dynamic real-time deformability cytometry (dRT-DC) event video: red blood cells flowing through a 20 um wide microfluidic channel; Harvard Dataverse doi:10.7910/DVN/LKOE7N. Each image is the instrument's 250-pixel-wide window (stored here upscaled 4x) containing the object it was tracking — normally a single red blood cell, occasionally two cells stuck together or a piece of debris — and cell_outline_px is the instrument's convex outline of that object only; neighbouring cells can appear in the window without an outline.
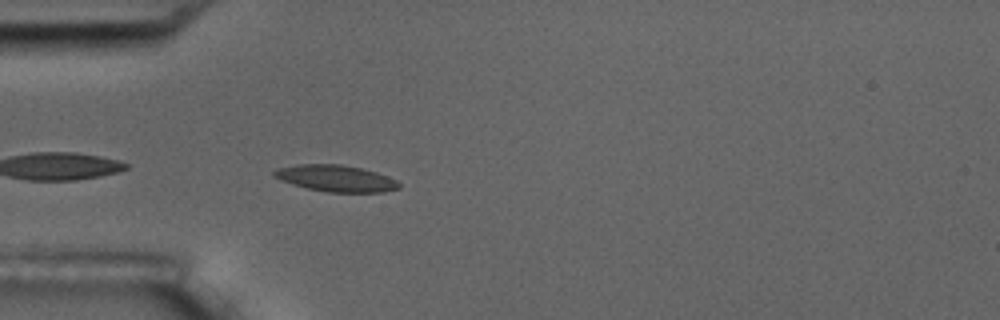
{"species": "common noctule bat (a hibernating species)", "species_latin": "Nyctalus noctula", "temperature_condition": "room temperature", "stored_images_in_passage": 5, "camera_frame_rate_fps": 3000, "um_per_image_px": 0.085, "animal": {"sex": "male", "body_mass_g": 17.5, "forearm_length_mm": 52.3}, "frame": {"image": 1, "passage_image": 5, "time_ms": 5.333, "image_size_px": [1000, 320], "cell_outline_px": [[400, 188], [384, 192], [328, 192], [308, 188], [292, 184], [280, 180], [272, 176], [272, 172], [276, 168], [296, 164], [340, 164], [360, 168], [376, 172], [388, 176], [396, 180], [400, 184]], "centroid_in_image_um": [28.52, 15.15], "position_along_channel_um": 56.5, "area_um2": 19.36}}